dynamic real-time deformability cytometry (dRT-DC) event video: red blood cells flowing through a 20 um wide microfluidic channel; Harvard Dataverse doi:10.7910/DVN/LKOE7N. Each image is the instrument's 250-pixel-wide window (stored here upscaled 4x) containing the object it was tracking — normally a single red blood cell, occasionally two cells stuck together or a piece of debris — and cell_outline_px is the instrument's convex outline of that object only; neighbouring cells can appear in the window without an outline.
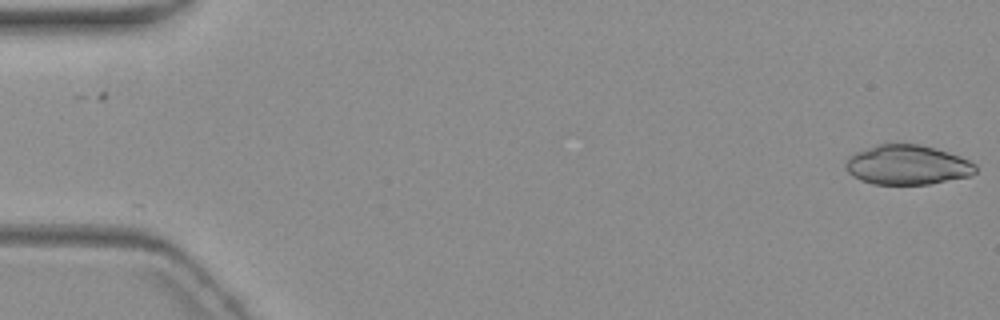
{"species": "common noctule bat (a hibernating species)", "species_latin": "Nyctalus noctula", "temperature_condition": "warm", "stored_images_in_passage": 6, "segment_of_instrument_passage": [2, 2], "camera_frame_rate_fps": 3000, "um_per_image_px": 0.085, "animal": {"sex": "female", "body_mass_g": 19.3, "forearm_length_mm": 54.1}, "frame": {"image": 1, "passage_image": 6, "time_ms": 6.333, "image_size_px": [1000, 320], "cell_outline_px": [[976, 172], [968, 176], [928, 184], [872, 184], [860, 180], [852, 176], [848, 172], [844, 164], [848, 156], [856, 152], [880, 144], [920, 144], [948, 152], [960, 156], [976, 164]], "centroid_in_image_um": [77.1, 14.02], "position_along_channel_um": 7.9, "area_um2": 29.88}}